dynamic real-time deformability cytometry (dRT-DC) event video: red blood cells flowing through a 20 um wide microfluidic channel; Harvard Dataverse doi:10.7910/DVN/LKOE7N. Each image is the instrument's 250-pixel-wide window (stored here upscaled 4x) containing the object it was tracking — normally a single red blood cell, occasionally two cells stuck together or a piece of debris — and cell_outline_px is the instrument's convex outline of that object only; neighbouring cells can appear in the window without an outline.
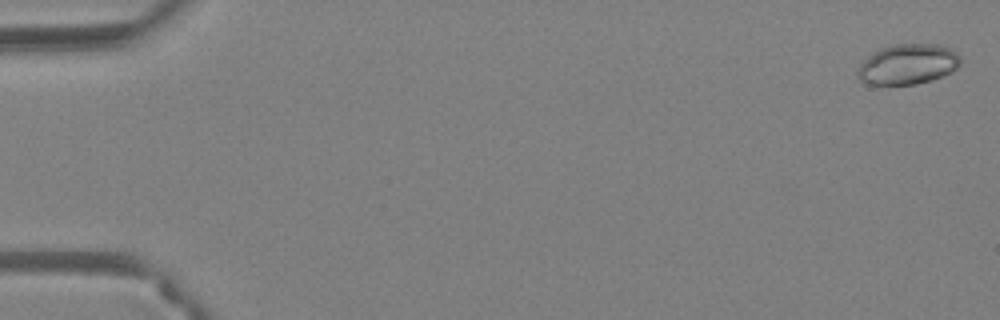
{"species": "Egyptian fruit bat (a non-hibernating species)", "species_latin": "Rousettus aegyptiacus", "temperature_condition": "warm", "stored_images_in_passage": 53, "camera_frame_rate_fps": 3000, "um_per_image_px": 0.085, "animal": {"sex": "female"}, "frame": {"image": 1, "passage_image": 2, "time_ms": 0.333, "image_size_px": [1000, 320], "cell_outline_px": [[960, 64], [952, 72], [944, 76], [932, 80], [916, 84], [868, 84], [860, 80], [856, 76], [856, 72], [860, 64], [868, 56], [880, 48], [896, 44], [936, 44], [948, 48], [956, 52], [960, 56]], "centroid_in_image_um": [77.16, 5.47], "position_along_channel_um": 7.8, "area_um2": 24.16}}
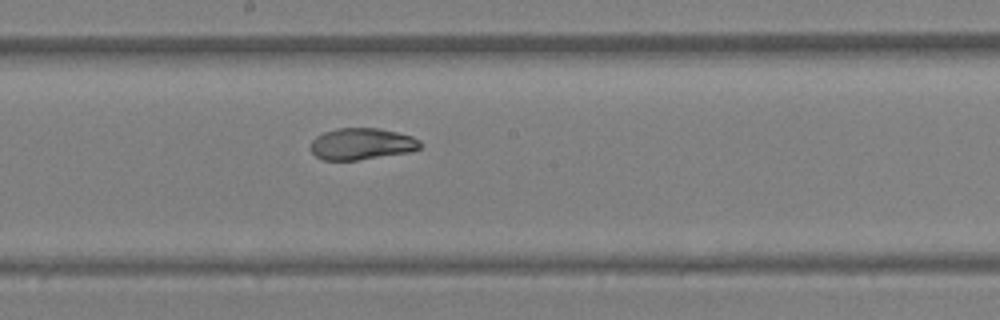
{"frame": {"image": 2, "passage_image": 30, "time_ms": 9.667, "image_size_px": [1000, 320], "cell_outline_px": [[424, 144], [420, 148], [408, 152], [356, 160], [324, 160], [316, 156], [308, 148], [312, 140], [316, 136], [324, 132], [336, 128], [380, 128], [412, 136], [420, 140]], "centroid_in_image_um": [30.73, 12.22], "position_along_channel_um": 217.5, "area_um2": 20.29}}
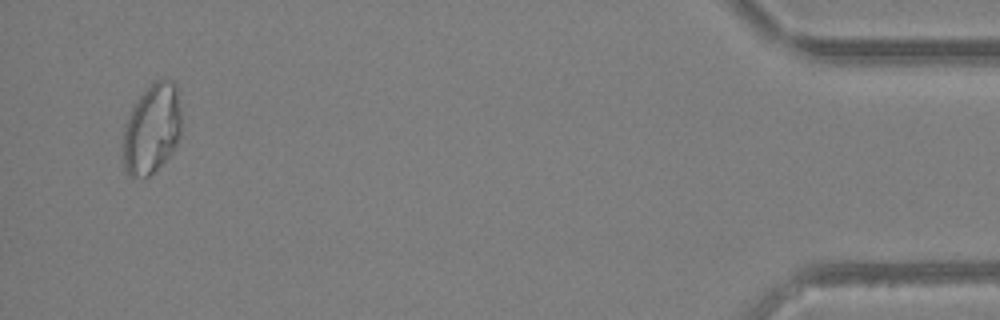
{"frame": {"image": 3, "passage_image": 51, "time_ms": 16.667, "image_size_px": [1000, 320], "cell_outline_px": [[180, 136], [172, 152], [148, 176], [128, 176], [124, 172], [124, 128], [132, 108], [140, 96], [156, 80], [172, 80], [176, 84], [180, 112]], "centroid_in_image_um": [12.91, 10.96], "position_along_channel_um": 422.3, "area_um2": 29.88}, "authors_computed_cell_mechanics": {"area_um2": 22.1952, "velocity_mm_per_s": 4.031, "shape_relaxation_time_tau1_ms": 9.7143, "shape_relaxation_time_tau2_ms": 1.3153, "deformation_change_tau1": 0.2542, "deformation_change_tau2": 0.0537}}